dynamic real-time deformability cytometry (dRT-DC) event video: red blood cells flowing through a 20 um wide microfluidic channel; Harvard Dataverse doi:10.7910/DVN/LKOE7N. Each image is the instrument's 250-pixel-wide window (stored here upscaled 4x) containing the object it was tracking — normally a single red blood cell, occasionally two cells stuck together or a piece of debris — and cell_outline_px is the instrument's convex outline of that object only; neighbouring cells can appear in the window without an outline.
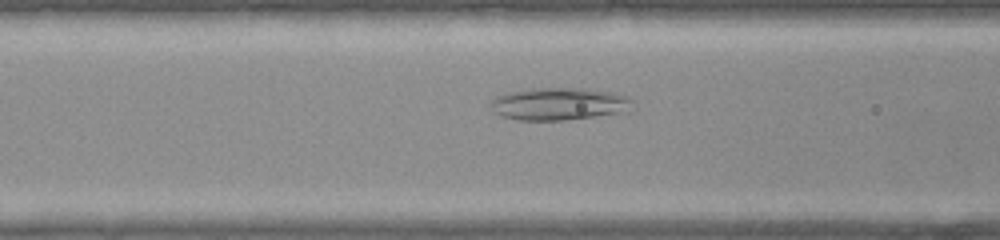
{"species": "common noctule bat (a hibernating species)", "species_latin": "Nyctalus noctula", "temperature_condition": "warm", "stored_images_in_passage": 39, "camera_frame_rate_fps": 3000, "um_per_image_px": 0.085, "animal": {"sex": "female", "body_mass_g": 22.0, "forearm_length_mm": 56.7}, "frame": {"image": 1, "passage_image": 15, "time_ms": 4.667, "image_size_px": [1000, 240], "cell_outline_px": [[636, 112], [564, 120], [516, 120], [500, 116], [492, 112], [488, 104], [496, 96], [508, 92], [532, 88], [588, 88], [612, 92], [628, 96], [632, 100]], "centroid_in_image_um": [47.59, 8.84], "position_along_channel_um": 119.0, "area_um2": 27.8}}
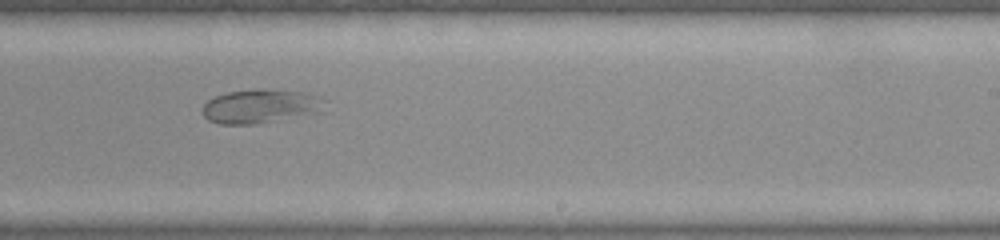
{"frame": {"image": 2, "passage_image": 24, "time_ms": 7.667, "image_size_px": [1000, 240], "cell_outline_px": [[328, 100], [312, 112], [288, 120], [252, 124], [220, 124], [208, 120], [204, 116], [200, 108], [208, 100], [216, 96], [228, 92], [256, 88], [268, 88], [304, 92], [320, 96]], "centroid_in_image_um": [22.09, 9.02], "position_along_channel_um": 266.9, "area_um2": 24.39}}
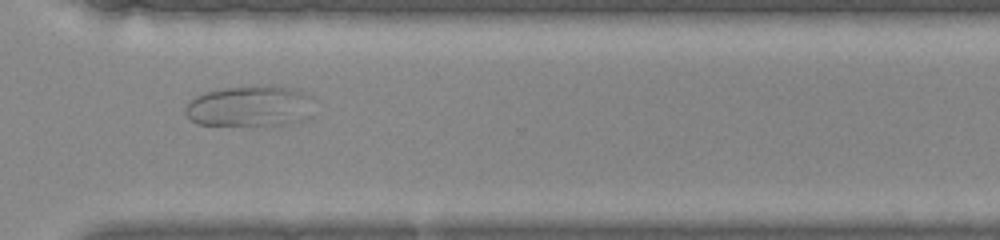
{"frame": {"image": 3, "passage_image": 29, "time_ms": 9.333, "image_size_px": [1000, 240], "cell_outline_px": [[312, 96], [292, 120], [288, 124], [196, 124], [184, 112], [184, 108], [196, 96], [204, 92], [224, 88], [256, 84], [272, 84], [304, 92]], "centroid_in_image_um": [21.01, 8.96], "position_along_channel_um": 349.6, "area_um2": 29.13}}